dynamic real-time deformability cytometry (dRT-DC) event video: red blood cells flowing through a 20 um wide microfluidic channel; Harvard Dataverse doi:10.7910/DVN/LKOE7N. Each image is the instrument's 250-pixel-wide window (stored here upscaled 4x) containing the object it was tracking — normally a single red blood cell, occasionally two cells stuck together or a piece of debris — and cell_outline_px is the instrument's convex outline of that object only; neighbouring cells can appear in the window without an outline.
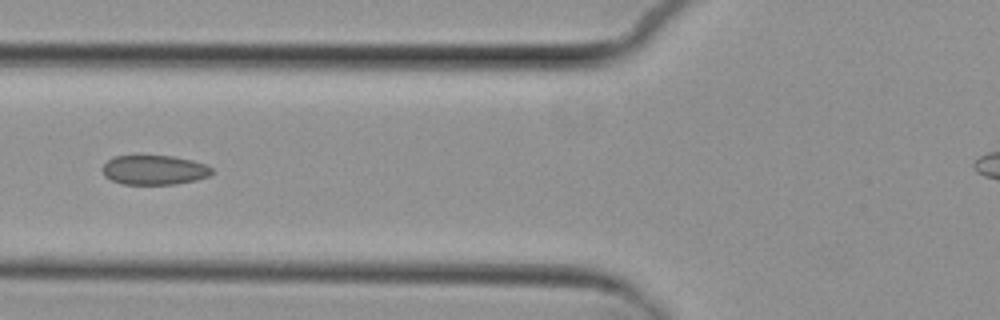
{"species": "common noctule bat (a hibernating species)", "species_latin": "Nyctalus noctula", "temperature_condition": "cold", "stored_images_in_passage": 6, "camera_frame_rate_fps": 3000, "um_per_image_px": 0.085, "animal": {"sex": "female", "body_mass_g": 29.2, "forearm_length_mm": 56.3}, "frame": {"image": 1, "passage_image": 6, "time_ms": 5.667, "image_size_px": [1000, 320], "cell_outline_px": [[212, 172], [208, 176], [196, 180], [176, 184], [120, 184], [104, 176], [100, 168], [108, 160], [116, 156], [172, 156], [192, 160], [204, 164], [212, 168]], "centroid_in_image_um": [13.08, 14.45], "position_along_channel_um": 112.7, "area_um2": 18.79}}